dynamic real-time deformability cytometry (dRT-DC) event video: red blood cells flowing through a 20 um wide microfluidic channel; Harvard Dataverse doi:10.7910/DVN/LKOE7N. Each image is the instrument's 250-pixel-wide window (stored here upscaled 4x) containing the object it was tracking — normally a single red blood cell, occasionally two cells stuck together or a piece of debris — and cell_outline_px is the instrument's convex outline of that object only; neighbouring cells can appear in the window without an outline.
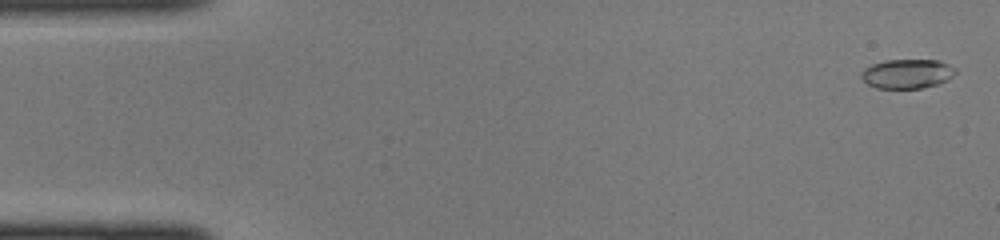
{"species": "common noctule bat (a hibernating species)", "species_latin": "Nyctalus noctula", "temperature_condition": "cold", "stored_images_in_passage": 44, "camera_frame_rate_fps": 3000, "um_per_image_px": 0.085, "animal": {"sex": "female", "body_mass_g": 22.0, "forearm_length_mm": 56.7}, "frame": {"image": 1, "passage_image": 1, "time_ms": 0.0, "image_size_px": [1000, 240], "cell_outline_px": [[956, 72], [948, 80], [936, 84], [920, 88], [876, 88], [868, 84], [860, 76], [860, 72], [864, 68], [872, 64], [884, 60], [940, 60], [956, 68]], "centroid_in_image_um": [77.1, 6.26], "position_along_channel_um": 7.9, "area_um2": 16.13}}
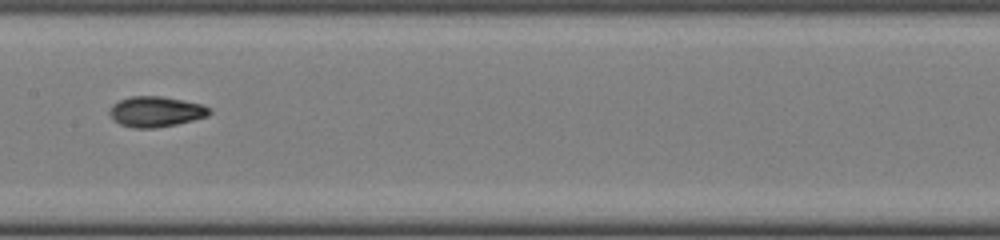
{"frame": {"image": 2, "passage_image": 22, "time_ms": 7.0, "image_size_px": [1000, 240], "cell_outline_px": [[212, 112], [208, 116], [176, 124], [152, 128], [132, 128], [120, 124], [108, 112], [108, 108], [112, 104], [120, 100], [132, 96], [160, 96], [184, 100], [204, 104], [212, 108]], "centroid_in_image_um": [13.28, 9.48], "position_along_channel_um": 194.1, "area_um2": 17.8}}
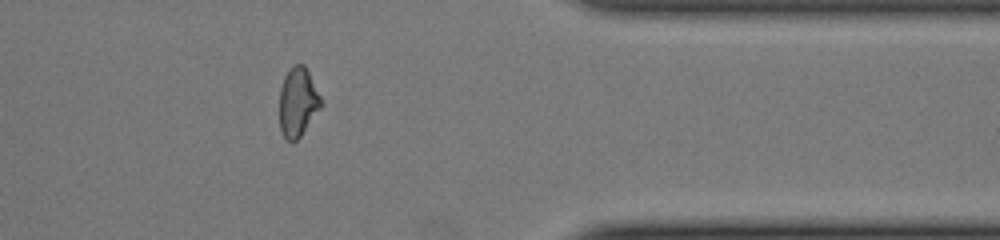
{"frame": {"image": 3, "passage_image": 36, "time_ms": 11.667, "image_size_px": [1000, 240], "cell_outline_px": [[324, 104], [300, 136], [292, 144], [284, 136], [280, 128], [280, 88], [284, 76], [292, 64], [304, 64]], "centroid_in_image_um": [25.32, 8.67], "position_along_channel_um": 386.1, "area_um2": 16.7}}